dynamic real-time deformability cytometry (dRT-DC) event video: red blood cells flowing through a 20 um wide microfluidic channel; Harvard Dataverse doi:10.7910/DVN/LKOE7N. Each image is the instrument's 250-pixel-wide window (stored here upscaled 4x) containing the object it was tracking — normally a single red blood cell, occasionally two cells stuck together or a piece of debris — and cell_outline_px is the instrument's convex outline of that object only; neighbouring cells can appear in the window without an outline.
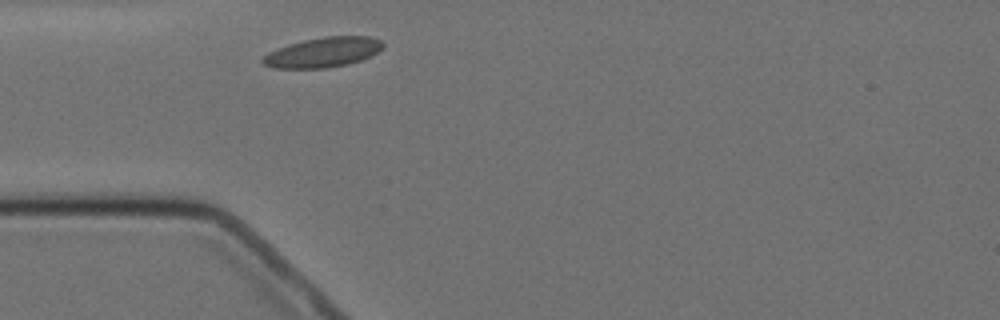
{"species": "Egyptian fruit bat (a non-hibernating species)", "species_latin": "Rousettus aegyptiacus", "temperature_condition": "cold", "stored_images_in_passage": 1, "camera_frame_rate_fps": 3000, "um_per_image_px": 0.085, "animal": {"sex": "female"}, "frame": {"image": 1, "passage_image": 1, "time_ms": 0.0, "image_size_px": [1000, 320], "cell_outline_px": [[384, 48], [360, 60], [348, 64], [324, 68], [272, 68], [264, 64], [260, 60], [268, 52], [288, 44], [304, 40], [324, 36], [368, 36], [380, 40], [384, 44]], "centroid_in_image_um": [27.43, 4.44], "position_along_channel_um": 57.6, "area_um2": 20.87}}